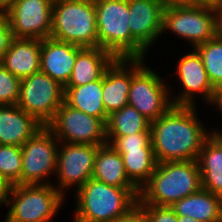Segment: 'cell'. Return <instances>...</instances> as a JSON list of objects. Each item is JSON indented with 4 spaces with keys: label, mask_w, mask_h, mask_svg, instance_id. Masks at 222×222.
Masks as SVG:
<instances>
[{
    "label": "cell",
    "mask_w": 222,
    "mask_h": 222,
    "mask_svg": "<svg viewBox=\"0 0 222 222\" xmlns=\"http://www.w3.org/2000/svg\"><path fill=\"white\" fill-rule=\"evenodd\" d=\"M106 139L115 149H153L151 130L126 136H106Z\"/></svg>",
    "instance_id": "cell-30"
},
{
    "label": "cell",
    "mask_w": 222,
    "mask_h": 222,
    "mask_svg": "<svg viewBox=\"0 0 222 222\" xmlns=\"http://www.w3.org/2000/svg\"><path fill=\"white\" fill-rule=\"evenodd\" d=\"M73 222H115L137 203L138 188H119L91 178L76 192Z\"/></svg>",
    "instance_id": "cell-3"
},
{
    "label": "cell",
    "mask_w": 222,
    "mask_h": 222,
    "mask_svg": "<svg viewBox=\"0 0 222 222\" xmlns=\"http://www.w3.org/2000/svg\"><path fill=\"white\" fill-rule=\"evenodd\" d=\"M129 180L140 190L151 178L157 161L153 149H116Z\"/></svg>",
    "instance_id": "cell-25"
},
{
    "label": "cell",
    "mask_w": 222,
    "mask_h": 222,
    "mask_svg": "<svg viewBox=\"0 0 222 222\" xmlns=\"http://www.w3.org/2000/svg\"><path fill=\"white\" fill-rule=\"evenodd\" d=\"M21 79L0 63V105L17 104Z\"/></svg>",
    "instance_id": "cell-29"
},
{
    "label": "cell",
    "mask_w": 222,
    "mask_h": 222,
    "mask_svg": "<svg viewBox=\"0 0 222 222\" xmlns=\"http://www.w3.org/2000/svg\"><path fill=\"white\" fill-rule=\"evenodd\" d=\"M14 0H0V15H4L12 5Z\"/></svg>",
    "instance_id": "cell-40"
},
{
    "label": "cell",
    "mask_w": 222,
    "mask_h": 222,
    "mask_svg": "<svg viewBox=\"0 0 222 222\" xmlns=\"http://www.w3.org/2000/svg\"><path fill=\"white\" fill-rule=\"evenodd\" d=\"M43 126L16 104L0 105V145L21 147Z\"/></svg>",
    "instance_id": "cell-18"
},
{
    "label": "cell",
    "mask_w": 222,
    "mask_h": 222,
    "mask_svg": "<svg viewBox=\"0 0 222 222\" xmlns=\"http://www.w3.org/2000/svg\"><path fill=\"white\" fill-rule=\"evenodd\" d=\"M65 101V87L41 71L21 79L17 106L47 126Z\"/></svg>",
    "instance_id": "cell-8"
},
{
    "label": "cell",
    "mask_w": 222,
    "mask_h": 222,
    "mask_svg": "<svg viewBox=\"0 0 222 222\" xmlns=\"http://www.w3.org/2000/svg\"><path fill=\"white\" fill-rule=\"evenodd\" d=\"M211 105L217 106L216 108L220 109V112L222 113V88L216 89Z\"/></svg>",
    "instance_id": "cell-38"
},
{
    "label": "cell",
    "mask_w": 222,
    "mask_h": 222,
    "mask_svg": "<svg viewBox=\"0 0 222 222\" xmlns=\"http://www.w3.org/2000/svg\"><path fill=\"white\" fill-rule=\"evenodd\" d=\"M115 59L111 53L100 47L82 48L77 53L67 86H81L101 79Z\"/></svg>",
    "instance_id": "cell-21"
},
{
    "label": "cell",
    "mask_w": 222,
    "mask_h": 222,
    "mask_svg": "<svg viewBox=\"0 0 222 222\" xmlns=\"http://www.w3.org/2000/svg\"><path fill=\"white\" fill-rule=\"evenodd\" d=\"M131 35L148 51L161 36L164 7L157 0H128Z\"/></svg>",
    "instance_id": "cell-15"
},
{
    "label": "cell",
    "mask_w": 222,
    "mask_h": 222,
    "mask_svg": "<svg viewBox=\"0 0 222 222\" xmlns=\"http://www.w3.org/2000/svg\"><path fill=\"white\" fill-rule=\"evenodd\" d=\"M65 102L107 124L109 116L102 102V78L81 86H66Z\"/></svg>",
    "instance_id": "cell-23"
},
{
    "label": "cell",
    "mask_w": 222,
    "mask_h": 222,
    "mask_svg": "<svg viewBox=\"0 0 222 222\" xmlns=\"http://www.w3.org/2000/svg\"><path fill=\"white\" fill-rule=\"evenodd\" d=\"M4 222H12V221H10V220H7L6 218H5V221Z\"/></svg>",
    "instance_id": "cell-42"
},
{
    "label": "cell",
    "mask_w": 222,
    "mask_h": 222,
    "mask_svg": "<svg viewBox=\"0 0 222 222\" xmlns=\"http://www.w3.org/2000/svg\"><path fill=\"white\" fill-rule=\"evenodd\" d=\"M174 33L193 48L215 38V8L181 5L164 8L162 32Z\"/></svg>",
    "instance_id": "cell-9"
},
{
    "label": "cell",
    "mask_w": 222,
    "mask_h": 222,
    "mask_svg": "<svg viewBox=\"0 0 222 222\" xmlns=\"http://www.w3.org/2000/svg\"><path fill=\"white\" fill-rule=\"evenodd\" d=\"M215 38L222 41V5L215 8Z\"/></svg>",
    "instance_id": "cell-34"
},
{
    "label": "cell",
    "mask_w": 222,
    "mask_h": 222,
    "mask_svg": "<svg viewBox=\"0 0 222 222\" xmlns=\"http://www.w3.org/2000/svg\"><path fill=\"white\" fill-rule=\"evenodd\" d=\"M81 49L80 46L51 37L42 39L40 71L66 87L73 73L77 53Z\"/></svg>",
    "instance_id": "cell-16"
},
{
    "label": "cell",
    "mask_w": 222,
    "mask_h": 222,
    "mask_svg": "<svg viewBox=\"0 0 222 222\" xmlns=\"http://www.w3.org/2000/svg\"><path fill=\"white\" fill-rule=\"evenodd\" d=\"M115 222H150V219L146 210L137 202L126 214L118 218Z\"/></svg>",
    "instance_id": "cell-33"
},
{
    "label": "cell",
    "mask_w": 222,
    "mask_h": 222,
    "mask_svg": "<svg viewBox=\"0 0 222 222\" xmlns=\"http://www.w3.org/2000/svg\"><path fill=\"white\" fill-rule=\"evenodd\" d=\"M195 49L202 58L210 83L215 89L222 88V41L213 38Z\"/></svg>",
    "instance_id": "cell-27"
},
{
    "label": "cell",
    "mask_w": 222,
    "mask_h": 222,
    "mask_svg": "<svg viewBox=\"0 0 222 222\" xmlns=\"http://www.w3.org/2000/svg\"><path fill=\"white\" fill-rule=\"evenodd\" d=\"M219 129L217 128V130H212L210 132V137L221 147L222 149V132L218 131Z\"/></svg>",
    "instance_id": "cell-39"
},
{
    "label": "cell",
    "mask_w": 222,
    "mask_h": 222,
    "mask_svg": "<svg viewBox=\"0 0 222 222\" xmlns=\"http://www.w3.org/2000/svg\"><path fill=\"white\" fill-rule=\"evenodd\" d=\"M140 205L146 210L150 222H178V216L170 206Z\"/></svg>",
    "instance_id": "cell-31"
},
{
    "label": "cell",
    "mask_w": 222,
    "mask_h": 222,
    "mask_svg": "<svg viewBox=\"0 0 222 222\" xmlns=\"http://www.w3.org/2000/svg\"><path fill=\"white\" fill-rule=\"evenodd\" d=\"M177 64L176 75L182 85V91L172 96L173 105L196 106V95L201 94L205 103L212 102L216 89L210 83L202 58L193 50L182 56Z\"/></svg>",
    "instance_id": "cell-14"
},
{
    "label": "cell",
    "mask_w": 222,
    "mask_h": 222,
    "mask_svg": "<svg viewBox=\"0 0 222 222\" xmlns=\"http://www.w3.org/2000/svg\"><path fill=\"white\" fill-rule=\"evenodd\" d=\"M151 121L130 105L113 112L106 124V136H126L151 130Z\"/></svg>",
    "instance_id": "cell-26"
},
{
    "label": "cell",
    "mask_w": 222,
    "mask_h": 222,
    "mask_svg": "<svg viewBox=\"0 0 222 222\" xmlns=\"http://www.w3.org/2000/svg\"><path fill=\"white\" fill-rule=\"evenodd\" d=\"M53 0H14L4 14L15 38L45 39L52 29Z\"/></svg>",
    "instance_id": "cell-13"
},
{
    "label": "cell",
    "mask_w": 222,
    "mask_h": 222,
    "mask_svg": "<svg viewBox=\"0 0 222 222\" xmlns=\"http://www.w3.org/2000/svg\"><path fill=\"white\" fill-rule=\"evenodd\" d=\"M131 78L132 59L116 58L106 69L102 77V102L108 116L128 105Z\"/></svg>",
    "instance_id": "cell-17"
},
{
    "label": "cell",
    "mask_w": 222,
    "mask_h": 222,
    "mask_svg": "<svg viewBox=\"0 0 222 222\" xmlns=\"http://www.w3.org/2000/svg\"><path fill=\"white\" fill-rule=\"evenodd\" d=\"M41 40L13 38L1 64L20 79L40 71Z\"/></svg>",
    "instance_id": "cell-19"
},
{
    "label": "cell",
    "mask_w": 222,
    "mask_h": 222,
    "mask_svg": "<svg viewBox=\"0 0 222 222\" xmlns=\"http://www.w3.org/2000/svg\"><path fill=\"white\" fill-rule=\"evenodd\" d=\"M170 207L177 216H188L199 222H222V197L203 188Z\"/></svg>",
    "instance_id": "cell-20"
},
{
    "label": "cell",
    "mask_w": 222,
    "mask_h": 222,
    "mask_svg": "<svg viewBox=\"0 0 222 222\" xmlns=\"http://www.w3.org/2000/svg\"><path fill=\"white\" fill-rule=\"evenodd\" d=\"M100 145L59 142L56 164L57 186L63 195L76 185V191L93 176L95 156Z\"/></svg>",
    "instance_id": "cell-12"
},
{
    "label": "cell",
    "mask_w": 222,
    "mask_h": 222,
    "mask_svg": "<svg viewBox=\"0 0 222 222\" xmlns=\"http://www.w3.org/2000/svg\"><path fill=\"white\" fill-rule=\"evenodd\" d=\"M144 61L145 59H132L128 105L152 122L173 105L169 92L171 87Z\"/></svg>",
    "instance_id": "cell-7"
},
{
    "label": "cell",
    "mask_w": 222,
    "mask_h": 222,
    "mask_svg": "<svg viewBox=\"0 0 222 222\" xmlns=\"http://www.w3.org/2000/svg\"><path fill=\"white\" fill-rule=\"evenodd\" d=\"M195 106L172 105L151 122V144L157 163L195 160L210 137Z\"/></svg>",
    "instance_id": "cell-1"
},
{
    "label": "cell",
    "mask_w": 222,
    "mask_h": 222,
    "mask_svg": "<svg viewBox=\"0 0 222 222\" xmlns=\"http://www.w3.org/2000/svg\"><path fill=\"white\" fill-rule=\"evenodd\" d=\"M21 147L0 145V176L11 186L21 184Z\"/></svg>",
    "instance_id": "cell-28"
},
{
    "label": "cell",
    "mask_w": 222,
    "mask_h": 222,
    "mask_svg": "<svg viewBox=\"0 0 222 222\" xmlns=\"http://www.w3.org/2000/svg\"><path fill=\"white\" fill-rule=\"evenodd\" d=\"M189 5L217 8L221 5V0H189Z\"/></svg>",
    "instance_id": "cell-35"
},
{
    "label": "cell",
    "mask_w": 222,
    "mask_h": 222,
    "mask_svg": "<svg viewBox=\"0 0 222 222\" xmlns=\"http://www.w3.org/2000/svg\"><path fill=\"white\" fill-rule=\"evenodd\" d=\"M59 141L48 126H43L21 146V184H52L56 175Z\"/></svg>",
    "instance_id": "cell-10"
},
{
    "label": "cell",
    "mask_w": 222,
    "mask_h": 222,
    "mask_svg": "<svg viewBox=\"0 0 222 222\" xmlns=\"http://www.w3.org/2000/svg\"><path fill=\"white\" fill-rule=\"evenodd\" d=\"M202 188L197 161L157 163L150 180L140 189L139 204L172 206Z\"/></svg>",
    "instance_id": "cell-2"
},
{
    "label": "cell",
    "mask_w": 222,
    "mask_h": 222,
    "mask_svg": "<svg viewBox=\"0 0 222 222\" xmlns=\"http://www.w3.org/2000/svg\"><path fill=\"white\" fill-rule=\"evenodd\" d=\"M63 196L52 184L11 185L5 206L12 222H51L61 208Z\"/></svg>",
    "instance_id": "cell-6"
},
{
    "label": "cell",
    "mask_w": 222,
    "mask_h": 222,
    "mask_svg": "<svg viewBox=\"0 0 222 222\" xmlns=\"http://www.w3.org/2000/svg\"><path fill=\"white\" fill-rule=\"evenodd\" d=\"M10 185L0 176V204L5 206Z\"/></svg>",
    "instance_id": "cell-36"
},
{
    "label": "cell",
    "mask_w": 222,
    "mask_h": 222,
    "mask_svg": "<svg viewBox=\"0 0 222 222\" xmlns=\"http://www.w3.org/2000/svg\"><path fill=\"white\" fill-rule=\"evenodd\" d=\"M50 37L82 48L97 47L94 0H53Z\"/></svg>",
    "instance_id": "cell-5"
},
{
    "label": "cell",
    "mask_w": 222,
    "mask_h": 222,
    "mask_svg": "<svg viewBox=\"0 0 222 222\" xmlns=\"http://www.w3.org/2000/svg\"><path fill=\"white\" fill-rule=\"evenodd\" d=\"M197 163L202 188L222 197V149L211 137L204 143Z\"/></svg>",
    "instance_id": "cell-24"
},
{
    "label": "cell",
    "mask_w": 222,
    "mask_h": 222,
    "mask_svg": "<svg viewBox=\"0 0 222 222\" xmlns=\"http://www.w3.org/2000/svg\"><path fill=\"white\" fill-rule=\"evenodd\" d=\"M92 178L114 187L137 188L127 177L122 156L108 143L98 147Z\"/></svg>",
    "instance_id": "cell-22"
},
{
    "label": "cell",
    "mask_w": 222,
    "mask_h": 222,
    "mask_svg": "<svg viewBox=\"0 0 222 222\" xmlns=\"http://www.w3.org/2000/svg\"><path fill=\"white\" fill-rule=\"evenodd\" d=\"M47 126L59 142L100 146L107 144L106 124L99 118L72 108L65 101Z\"/></svg>",
    "instance_id": "cell-11"
},
{
    "label": "cell",
    "mask_w": 222,
    "mask_h": 222,
    "mask_svg": "<svg viewBox=\"0 0 222 222\" xmlns=\"http://www.w3.org/2000/svg\"><path fill=\"white\" fill-rule=\"evenodd\" d=\"M178 222H199L188 216H178Z\"/></svg>",
    "instance_id": "cell-41"
},
{
    "label": "cell",
    "mask_w": 222,
    "mask_h": 222,
    "mask_svg": "<svg viewBox=\"0 0 222 222\" xmlns=\"http://www.w3.org/2000/svg\"><path fill=\"white\" fill-rule=\"evenodd\" d=\"M94 5L97 47L108 51L115 58L147 57V50L131 35L128 0H94Z\"/></svg>",
    "instance_id": "cell-4"
},
{
    "label": "cell",
    "mask_w": 222,
    "mask_h": 222,
    "mask_svg": "<svg viewBox=\"0 0 222 222\" xmlns=\"http://www.w3.org/2000/svg\"><path fill=\"white\" fill-rule=\"evenodd\" d=\"M164 8L171 6L189 5V0H157Z\"/></svg>",
    "instance_id": "cell-37"
},
{
    "label": "cell",
    "mask_w": 222,
    "mask_h": 222,
    "mask_svg": "<svg viewBox=\"0 0 222 222\" xmlns=\"http://www.w3.org/2000/svg\"><path fill=\"white\" fill-rule=\"evenodd\" d=\"M14 36L11 31L8 19L4 15H0V63L4 54L7 52Z\"/></svg>",
    "instance_id": "cell-32"
}]
</instances>
